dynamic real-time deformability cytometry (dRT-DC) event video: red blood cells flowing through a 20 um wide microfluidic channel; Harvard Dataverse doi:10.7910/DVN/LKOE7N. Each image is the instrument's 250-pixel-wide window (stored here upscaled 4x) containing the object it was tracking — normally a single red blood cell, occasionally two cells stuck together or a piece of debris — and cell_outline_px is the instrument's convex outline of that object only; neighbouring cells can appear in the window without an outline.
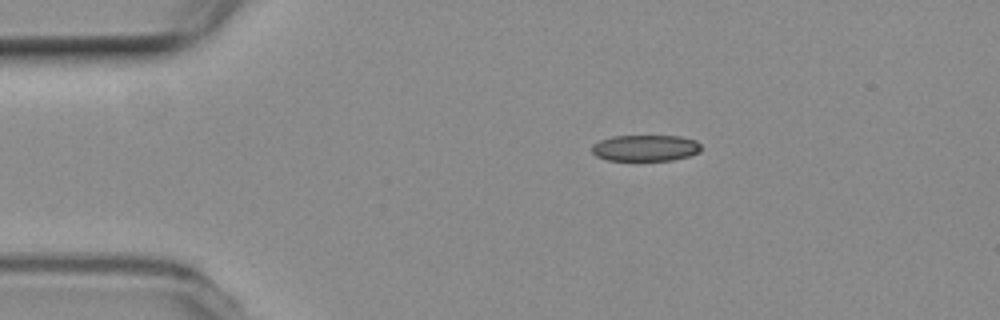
{"species": "common noctule bat (a hibernating species)", "species_latin": "Nyctalus noctula", "temperature_condition": "room temperature", "stored_images_in_passage": 45, "camera_frame_rate_fps": 3000, "um_per_image_px": 0.085, "animal": {"sex": "female", "body_mass_g": 19.3, "forearm_length_mm": 54.1}, "frame": {"image": 1, "passage_image": 1, "time_ms": 0.0, "image_size_px": [1000, 320], "cell_outline_px": [[700, 152], [688, 156], [672, 160], [608, 160], [596, 156], [592, 152], [592, 144], [600, 140], [612, 136], [680, 136], [696, 140], [700, 144]], "centroid_in_image_um": [54.85, 12.57], "position_along_channel_um": 30.1, "area_um2": 16.7}}
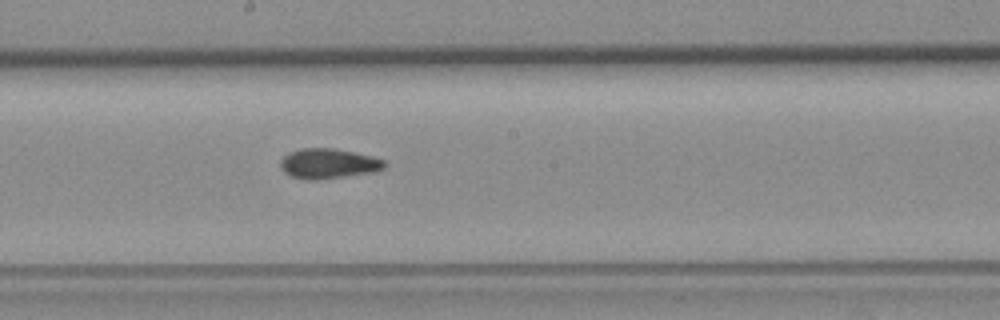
{"frame": {"image": 2, "passage_image": 20, "time_ms": 6.333, "image_size_px": [1000, 320], "cell_outline_px": [[388, 164], [384, 168], [376, 172], [316, 180], [308, 180], [292, 176], [284, 172], [280, 168], [280, 160], [288, 152], [300, 148], [332, 148], [372, 156], [384, 160]], "centroid_in_image_um": [27.91, 13.9], "position_along_channel_um": 220.3, "area_um2": 18.32}}
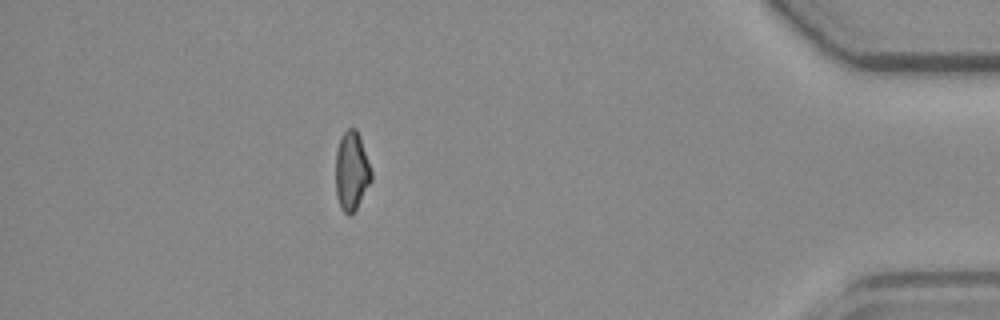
{"frame": {"image": 3, "passage_image": 39, "time_ms": 12.667, "image_size_px": [1000, 320], "cell_outline_px": [[372, 180], [356, 208], [348, 216], [340, 208], [336, 192], [336, 152], [340, 140], [344, 132], [348, 128], [356, 128], [360, 136], [372, 172]], "centroid_in_image_um": [29.89, 14.54], "position_along_channel_um": 405.3, "area_um2": 16.24}, "authors_computed_cell_mechanics": {"area_um2": 17.4556, "velocity_mm_per_s": 3.7676, "shape_relaxation_time_tau1_ms": null, "shape_relaxation_time_tau2_ms": 2.9683, "deformation_change_tau1": null, "deformation_change_tau2": 0.0916}}